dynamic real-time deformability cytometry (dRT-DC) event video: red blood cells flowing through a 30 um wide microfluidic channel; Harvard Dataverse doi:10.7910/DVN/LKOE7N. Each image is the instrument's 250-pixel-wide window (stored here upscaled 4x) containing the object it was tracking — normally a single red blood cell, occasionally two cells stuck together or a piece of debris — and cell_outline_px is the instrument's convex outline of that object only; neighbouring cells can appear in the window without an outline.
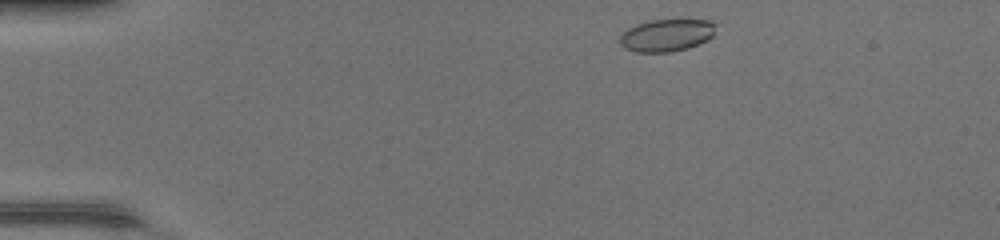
{"species": "common noctule bat (a hibernating species)", "species_latin": "Nyctalus noctula", "temperature_condition": "warm", "stored_images_in_passage": 41, "camera_frame_rate_fps": 3000, "um_per_image_px": 0.085, "animal": {"sex": "female", "body_mass_g": 17.0, "forearm_length_mm": 48.0}, "frame": {"image": 1, "passage_image": 1, "time_ms": 0.0, "image_size_px": [1000, 240], "cell_outline_px": [[716, 24], [712, 36], [708, 40], [688, 48], [668, 52], [636, 52], [624, 48], [620, 44], [620, 36], [628, 28], [636, 24], [648, 20], [712, 20]], "centroid_in_image_um": [56.66, 2.99], "position_along_channel_um": 28.3, "area_um2": 18.09}}
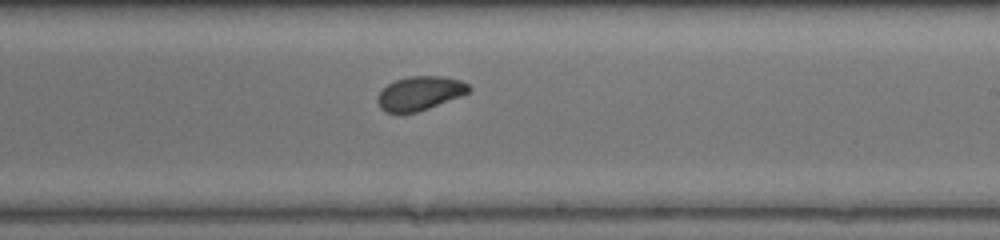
{"frame": {"image": 2, "passage_image": 22, "time_ms": 7.0, "image_size_px": [1000, 240], "cell_outline_px": [[472, 88], [468, 92], [460, 96], [428, 108], [416, 112], [384, 112], [380, 108], [376, 100], [376, 96], [388, 84], [396, 80], [408, 76], [444, 76], [460, 80], [468, 84]], "centroid_in_image_um": [35.67, 7.92], "position_along_channel_um": 253.3, "area_um2": 17.92}}
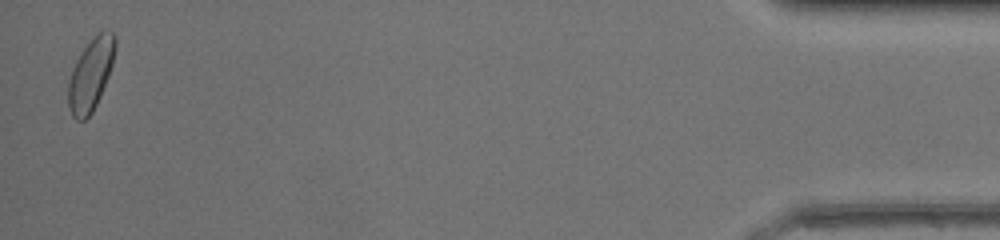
{"frame": {"image": 3, "passage_image": 40, "time_ms": 13.0, "image_size_px": [1000, 240], "cell_outline_px": [[116, 44], [112, 64], [108, 76], [100, 96], [92, 112], [84, 120], [76, 120], [72, 116], [68, 104], [68, 80], [72, 68], [80, 52], [92, 36], [100, 32], [112, 32], [116, 36]], "centroid_in_image_um": [7.69, 6.31], "position_along_channel_um": 427.5, "area_um2": 19.65}, "authors_computed_cell_mechanics": {"area_um2": 18.6116, "velocity_mm_per_s": 4.3604, "shape_relaxation_time_tau1_ms": 4.1636, "shape_relaxation_time_tau2_ms": 1.664, "deformation_change_tau1": 0.1276, "deformation_change_tau2": 0.0547}}